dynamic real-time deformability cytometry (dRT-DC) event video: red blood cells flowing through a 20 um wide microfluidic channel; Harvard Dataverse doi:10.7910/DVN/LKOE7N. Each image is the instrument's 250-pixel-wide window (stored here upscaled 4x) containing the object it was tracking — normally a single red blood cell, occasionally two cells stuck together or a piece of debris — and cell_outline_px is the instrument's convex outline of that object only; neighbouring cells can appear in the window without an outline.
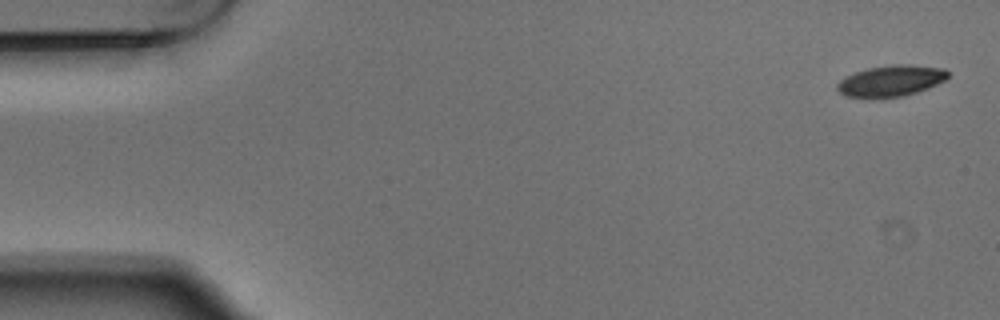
{"species": "Egyptian fruit bat (a non-hibernating species)", "species_latin": "Rousettus aegyptiacus", "temperature_condition": "warm", "stored_images_in_passage": 5, "camera_frame_rate_fps": 3000, "um_per_image_px": 0.085, "animal": {"sex": "male"}, "frame": {"image": 1, "passage_image": 1, "time_ms": 0.0, "image_size_px": [1000, 320], "cell_outline_px": [[948, 76], [944, 80], [928, 88], [904, 96], [844, 96], [836, 88], [836, 84], [840, 80], [856, 72], [868, 68], [892, 64], [908, 64], [944, 68], [948, 72]], "centroid_in_image_um": [75.75, 6.84], "position_along_channel_um": 9.2, "area_um2": 19.59}}
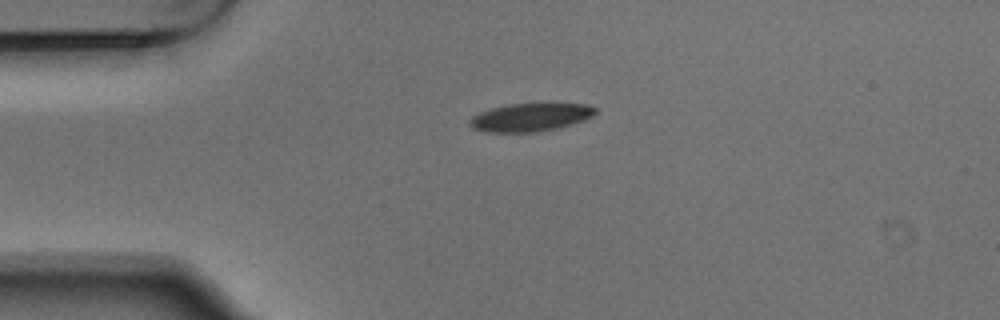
{"frame": {"image": 2, "passage_image": 4, "time_ms": 1.0, "image_size_px": [1000, 320], "cell_outline_px": [[596, 112], [592, 116], [584, 120], [572, 124], [556, 128], [536, 132], [488, 132], [472, 128], [468, 124], [468, 120], [472, 116], [480, 112], [492, 108], [508, 104], [552, 100], [588, 104], [596, 108]], "centroid_in_image_um": [45.14, 9.91], "position_along_channel_um": 39.9, "area_um2": 21.62}}